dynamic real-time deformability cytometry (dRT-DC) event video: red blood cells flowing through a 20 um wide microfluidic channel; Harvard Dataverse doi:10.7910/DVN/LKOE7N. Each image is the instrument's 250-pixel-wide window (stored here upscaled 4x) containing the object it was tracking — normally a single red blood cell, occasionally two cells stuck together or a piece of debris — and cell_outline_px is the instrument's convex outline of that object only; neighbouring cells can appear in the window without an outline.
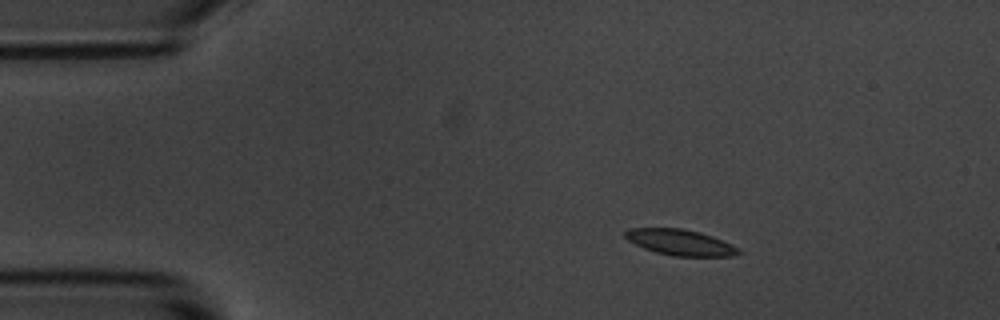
{"species": "common noctule bat (a hibernating species)", "species_latin": "Nyctalus noctula", "temperature_condition": "room temperature", "stored_images_in_passage": 4, "camera_frame_rate_fps": 3000, "um_per_image_px": 0.085, "animal": {"sex": "male", "body_mass_g": 20.1, "forearm_length_mm": 53.5}, "frame": {"image": 1, "passage_image": 2, "time_ms": 1.333, "image_size_px": [1000, 320], "cell_outline_px": [[744, 252], [732, 256], [672, 256], [656, 252], [644, 248], [628, 240], [624, 236], [624, 232], [628, 228], [684, 228], [700, 232], [712, 236], [732, 244], [740, 248]], "centroid_in_image_um": [57.85, 20.6], "position_along_channel_um": 27.1, "area_um2": 17.22}}